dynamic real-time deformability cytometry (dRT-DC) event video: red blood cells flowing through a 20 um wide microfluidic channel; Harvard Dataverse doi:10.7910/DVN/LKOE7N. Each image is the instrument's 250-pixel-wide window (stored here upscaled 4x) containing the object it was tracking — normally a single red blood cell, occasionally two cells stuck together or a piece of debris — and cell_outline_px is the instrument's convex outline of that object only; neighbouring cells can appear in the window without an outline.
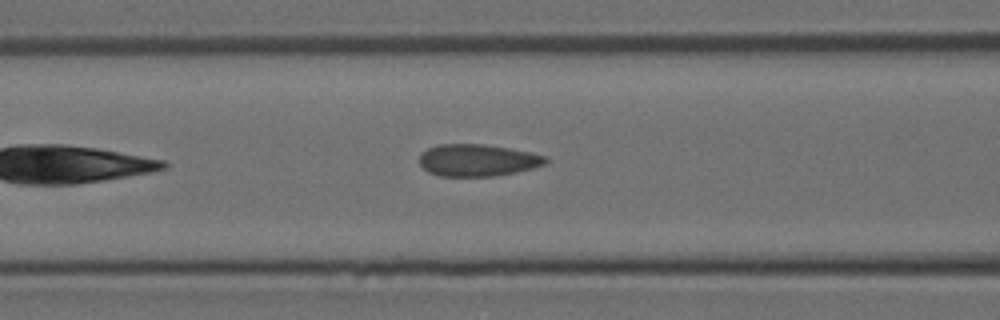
{"species": "Egyptian fruit bat (a non-hibernating species)", "species_latin": "Rousettus aegyptiacus", "temperature_condition": "room temperature", "stored_images_in_passage": 4, "camera_frame_rate_fps": 3000, "um_per_image_px": 0.085, "animal": {"sex": "female"}, "frame": {"image": 1, "passage_image": 4, "time_ms": 1.0, "image_size_px": [1000, 320], "cell_outline_px": [[548, 160], [544, 164], [532, 168], [516, 172], [496, 176], [440, 176], [428, 172], [420, 164], [420, 156], [428, 148], [440, 144], [484, 144], [508, 148], [528, 152], [544, 156]], "centroid_in_image_um": [40.57, 13.62], "position_along_channel_um": 126.0, "area_um2": 23.29}}